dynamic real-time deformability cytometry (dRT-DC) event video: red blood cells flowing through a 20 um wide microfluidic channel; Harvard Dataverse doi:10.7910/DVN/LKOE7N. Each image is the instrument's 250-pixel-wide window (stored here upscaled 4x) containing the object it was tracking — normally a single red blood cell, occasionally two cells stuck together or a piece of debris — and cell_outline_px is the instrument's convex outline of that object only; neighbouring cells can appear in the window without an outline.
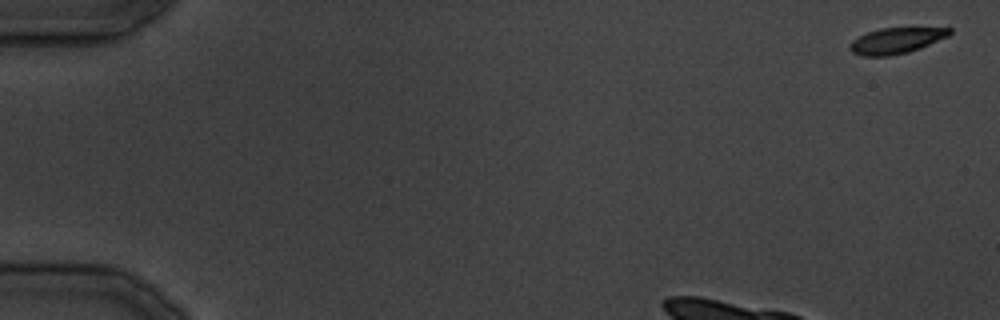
{"species": "common noctule bat (a hibernating species)", "species_latin": "Nyctalus noctula", "temperature_condition": "cold", "stored_images_in_passage": 33, "camera_frame_rate_fps": 3000, "um_per_image_px": 0.085, "animal": {"sex": "male", "body_mass_g": 19.5, "forearm_length_mm": 54.6}, "frame": {"image": 1, "passage_image": 1, "time_ms": 0.0, "image_size_px": [1000, 320], "cell_outline_px": [[952, 32], [948, 36], [920, 48], [908, 52], [888, 56], [860, 56], [852, 52], [848, 48], [848, 44], [852, 40], [868, 32], [880, 28], [952, 28]], "centroid_in_image_um": [76.13, 3.46], "position_along_channel_um": 8.9, "area_um2": 14.97}}